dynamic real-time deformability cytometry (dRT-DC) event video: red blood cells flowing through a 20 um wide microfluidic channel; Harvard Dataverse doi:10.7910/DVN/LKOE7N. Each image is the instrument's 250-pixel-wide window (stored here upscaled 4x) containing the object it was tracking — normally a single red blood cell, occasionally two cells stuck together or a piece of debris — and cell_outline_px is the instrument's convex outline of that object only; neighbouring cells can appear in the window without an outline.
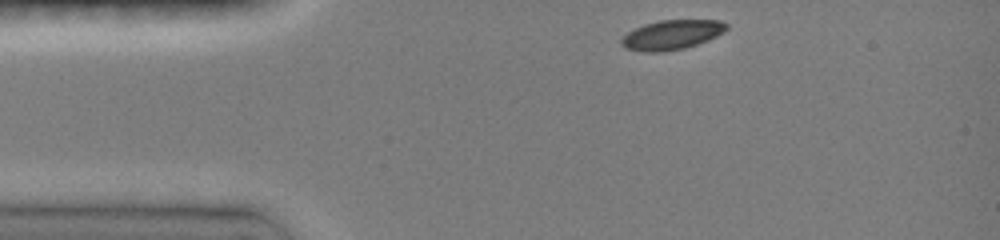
{"species": "common noctule bat (a hibernating species)", "species_latin": "Nyctalus noctula", "temperature_condition": "room temperature", "stored_images_in_passage": 27, "camera_frame_rate_fps": 3000, "um_per_image_px": 0.085, "animal": {"sex": "female", "body_mass_g": 19.0, "forearm_length_mm": 51.5}, "frame": {"image": 1, "passage_image": 1, "time_ms": 0.0, "image_size_px": [1000, 240], "cell_outline_px": [[728, 28], [724, 32], [708, 40], [684, 48], [664, 52], [644, 52], [624, 48], [620, 44], [620, 40], [628, 32], [644, 24], [660, 20], [720, 20], [728, 24]], "centroid_in_image_um": [57.09, 2.96], "position_along_channel_um": 27.9, "area_um2": 18.15}}
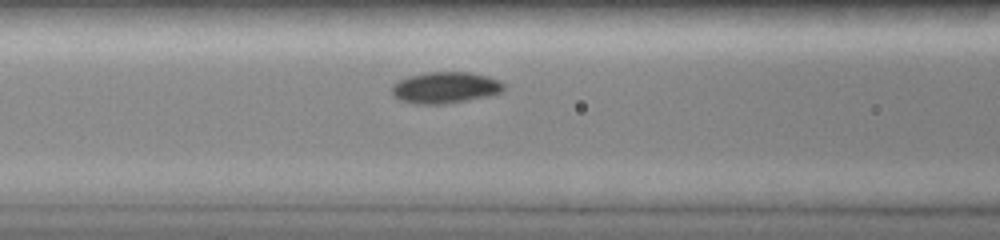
{"frame": {"image": 2, "passage_image": 11, "time_ms": 3.667, "image_size_px": [1000, 240], "cell_outline_px": [[504, 88], [500, 92], [488, 96], [448, 104], [412, 104], [396, 100], [392, 96], [392, 84], [408, 76], [424, 72], [472, 72], [488, 76], [500, 80], [504, 84]], "centroid_in_image_um": [37.81, 7.45], "position_along_channel_um": 128.8, "area_um2": 20.87}}
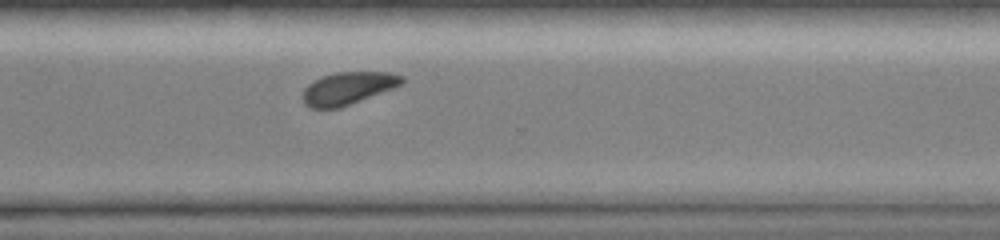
{"frame": {"image": 3, "passage_image": 27, "time_ms": 9.0, "image_size_px": [1000, 240], "cell_outline_px": [[404, 80], [400, 84], [392, 88], [340, 108], [312, 108], [304, 104], [304, 88], [308, 84], [324, 76], [336, 72], [392, 72], [404, 76]], "centroid_in_image_um": [29.59, 7.49], "position_along_channel_um": 341.0, "area_um2": 18.44}}